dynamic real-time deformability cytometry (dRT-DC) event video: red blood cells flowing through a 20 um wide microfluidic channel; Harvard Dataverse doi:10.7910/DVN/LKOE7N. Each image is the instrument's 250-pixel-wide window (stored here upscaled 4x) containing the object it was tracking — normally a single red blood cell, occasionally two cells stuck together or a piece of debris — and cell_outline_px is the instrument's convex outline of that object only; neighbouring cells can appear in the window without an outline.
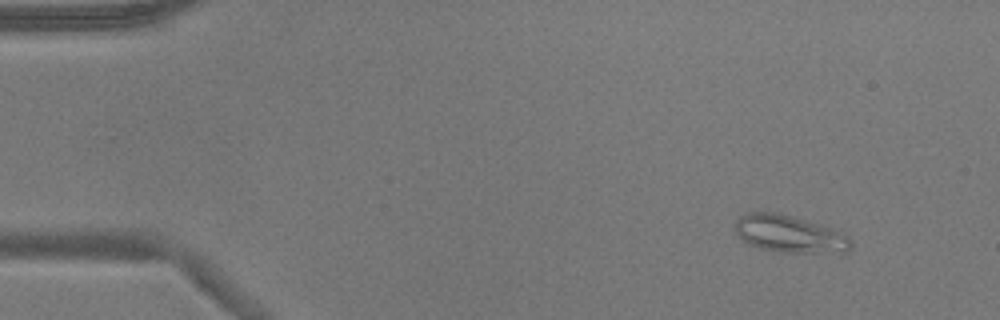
{"species": "common noctule bat (a hibernating species)", "species_latin": "Nyctalus noctula", "temperature_condition": "warm", "stored_images_in_passage": 53, "camera_frame_rate_fps": 3000, "um_per_image_px": 0.085, "animal": {"sex": "male", "body_mass_g": 17.9}, "frame": {"image": 1, "passage_image": 5, "time_ms": 1.333, "image_size_px": [1000, 320], "cell_outline_px": [[852, 248], [848, 252], [840, 256], [780, 252], [760, 248], [744, 244], [736, 232], [736, 220], [744, 212], [780, 212], [820, 224], [844, 232], [852, 240]], "centroid_in_image_um": [67.21, 19.94], "position_along_channel_um": 17.8, "area_um2": 26.53}}
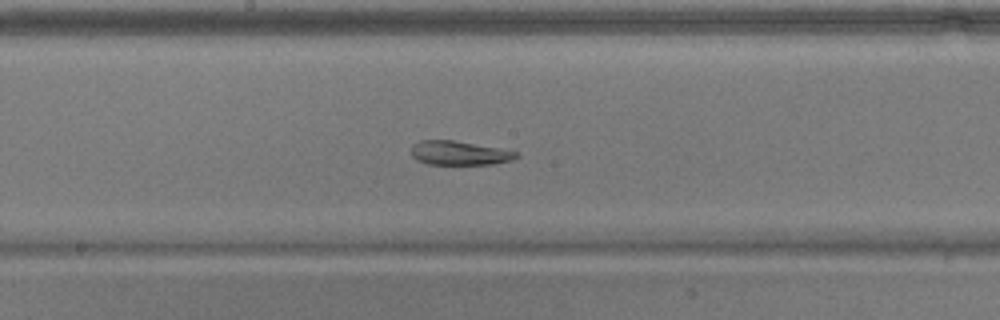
{"frame": {"image": 2, "passage_image": 28, "time_ms": 9.0, "image_size_px": [1000, 320], "cell_outline_px": [[520, 156], [512, 160], [492, 164], [428, 164], [416, 160], [412, 156], [412, 144], [420, 140], [452, 140], [520, 152]], "centroid_in_image_um": [39.04, 13.01], "position_along_channel_um": 209.2, "area_um2": 14.68}}
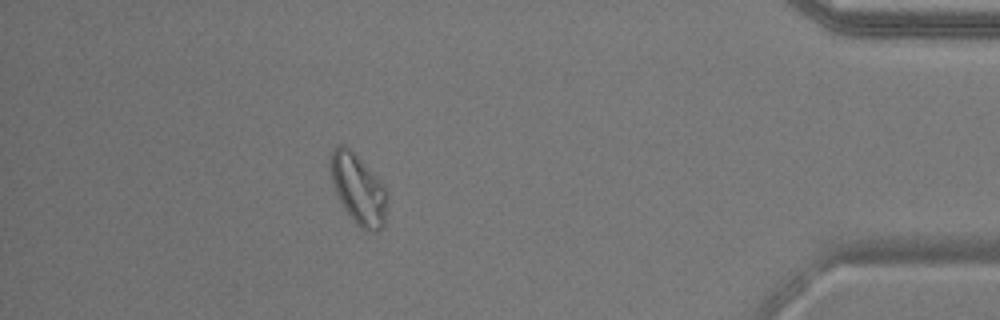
{"frame": {"image": 3, "passage_image": 47, "time_ms": 15.333, "image_size_px": [1000, 320], "cell_outline_px": [[384, 224], [380, 232], [368, 232], [360, 228], [356, 224], [344, 208], [336, 192], [332, 180], [332, 148], [344, 144], [384, 184]], "centroid_in_image_um": [30.45, 16.13], "position_along_channel_um": 404.7, "area_um2": 22.14}, "authors_computed_cell_mechanics": {"area_um2": 20.9814, "velocity_mm_per_s": 3.7939, "shape_relaxation_time_tau1_ms": null, "shape_relaxation_time_tau2_ms": 2.4281, "deformation_change_tau1": null, "deformation_change_tau2": 0.0595}}